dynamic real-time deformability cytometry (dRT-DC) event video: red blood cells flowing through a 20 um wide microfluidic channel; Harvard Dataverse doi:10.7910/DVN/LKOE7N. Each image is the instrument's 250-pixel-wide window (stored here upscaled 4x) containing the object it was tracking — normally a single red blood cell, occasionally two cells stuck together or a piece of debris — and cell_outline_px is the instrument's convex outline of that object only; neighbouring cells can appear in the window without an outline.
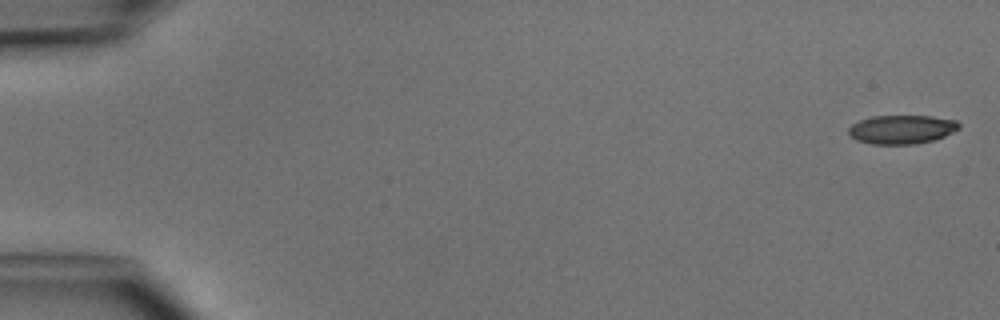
{"species": "common noctule bat (a hibernating species)", "species_latin": "Nyctalus noctula", "temperature_condition": "cold", "stored_images_in_passage": 6, "camera_frame_rate_fps": 3000, "um_per_image_px": 0.085, "animal": {"sex": "male", "body_mass_g": 15.6}, "frame": {"image": 1, "passage_image": 1, "time_ms": 0.0, "image_size_px": [1000, 320], "cell_outline_px": [[960, 128], [936, 140], [916, 144], [872, 144], [856, 140], [848, 132], [848, 128], [852, 124], [860, 120], [872, 116], [932, 116], [956, 120], [960, 124]], "centroid_in_image_um": [76.66, 11.0], "position_along_channel_um": 8.3, "area_um2": 18.61}}
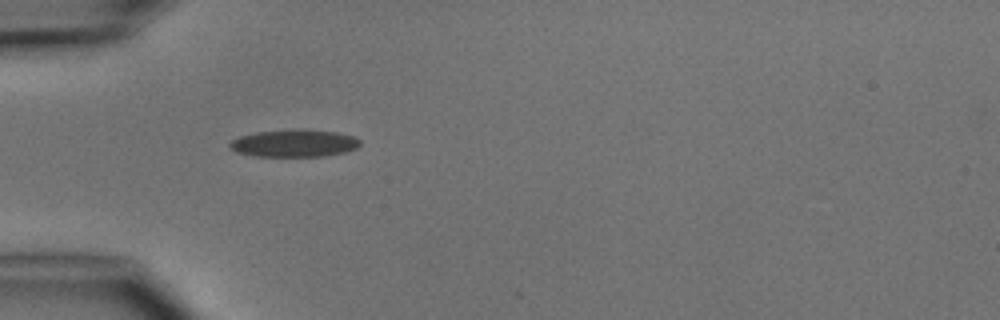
{"frame": {"image": 2, "passage_image": 5, "time_ms": 4.667, "image_size_px": [1000, 320], "cell_outline_px": [[360, 144], [356, 148], [348, 152], [324, 156], [256, 156], [236, 152], [228, 144], [232, 140], [240, 136], [256, 132], [296, 128], [300, 128], [336, 132], [352, 136], [360, 140]], "centroid_in_image_um": [25.02, 12.16], "position_along_channel_um": 60.0, "area_um2": 20.92}}